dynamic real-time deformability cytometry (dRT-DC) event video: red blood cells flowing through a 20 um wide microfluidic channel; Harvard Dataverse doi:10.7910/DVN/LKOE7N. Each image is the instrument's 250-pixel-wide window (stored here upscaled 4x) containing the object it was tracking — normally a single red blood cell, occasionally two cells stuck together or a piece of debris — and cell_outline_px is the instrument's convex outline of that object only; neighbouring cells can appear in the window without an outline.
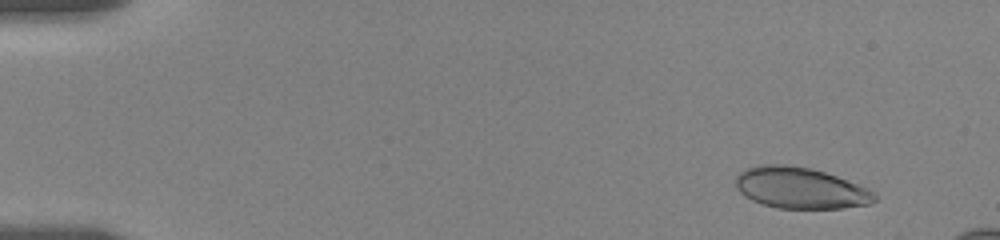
{"species": "human", "species_latin": "Homo sapiens", "temperature_condition": "room temperature", "stored_images_in_passage": 46, "camera_frame_rate_fps": 3000, "um_per_image_px": 0.085, "donor": {"sex": "female"}, "frame": {"image": 1, "passage_image": 4, "time_ms": 1.333, "image_size_px": [1000, 240], "cell_outline_px": [[876, 200], [868, 204], [844, 208], [776, 208], [752, 200], [744, 196], [736, 188], [736, 176], [744, 168], [760, 164], [784, 164], [812, 168], [836, 176], [868, 188], [876, 192]], "centroid_in_image_um": [68.01, 15.97], "position_along_channel_um": 17.0, "area_um2": 33.47}}
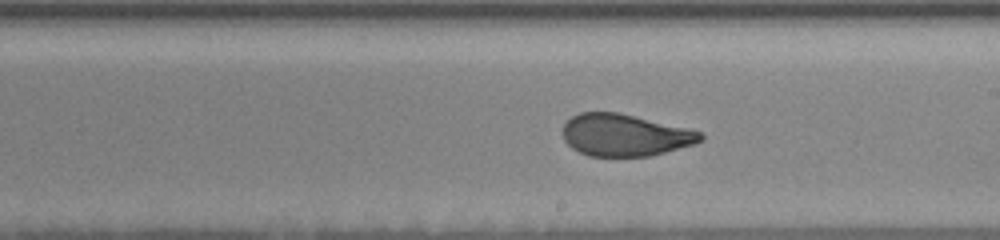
{"frame": {"image": 2, "passage_image": 29, "time_ms": 11.0, "image_size_px": [1000, 240], "cell_outline_px": [[704, 140], [696, 144], [648, 156], [588, 156], [572, 148], [564, 140], [564, 124], [572, 116], [580, 112], [616, 112], [688, 128], [700, 132], [704, 136]], "centroid_in_image_um": [53.13, 11.49], "position_along_channel_um": 235.9, "area_um2": 33.52}}
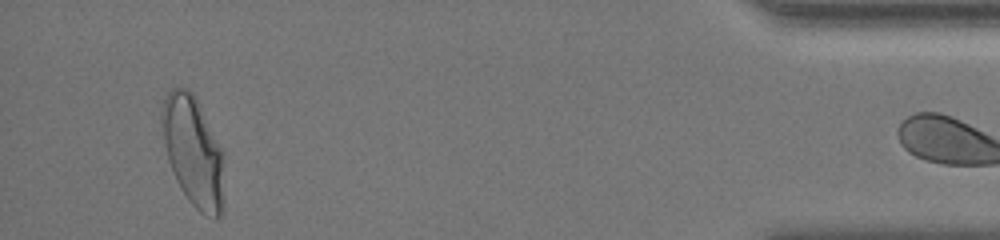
{"frame": {"image": 3, "passage_image": 45, "time_ms": 18.0, "image_size_px": [1000, 240], "cell_outline_px": [[224, 204], [220, 216], [216, 216], [200, 212], [188, 200], [180, 188], [176, 180], [168, 160], [164, 140], [160, 116], [160, 108], [164, 96], [172, 88], [188, 88], [192, 92], [224, 152]], "centroid_in_image_um": [16.43, 12.86], "position_along_channel_um": 418.8, "area_um2": 40.06}}